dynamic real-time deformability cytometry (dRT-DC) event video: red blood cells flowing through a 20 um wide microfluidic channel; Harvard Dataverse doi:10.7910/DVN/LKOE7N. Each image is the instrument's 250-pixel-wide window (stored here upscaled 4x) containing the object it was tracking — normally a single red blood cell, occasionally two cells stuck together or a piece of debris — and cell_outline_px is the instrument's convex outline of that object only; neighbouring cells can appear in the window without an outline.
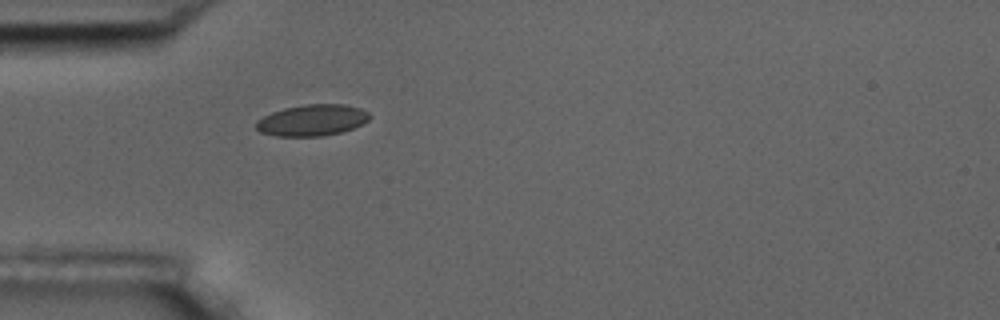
{"species": "common noctule bat (a hibernating species)", "species_latin": "Nyctalus noctula", "temperature_condition": "room temperature", "stored_images_in_passage": 6, "camera_frame_rate_fps": 3000, "um_per_image_px": 0.085, "animal": {"sex": "male", "body_mass_g": 17.5, "forearm_length_mm": 52.3}, "frame": {"image": 1, "passage_image": 6, "time_ms": 6.667, "image_size_px": [1000, 320], "cell_outline_px": [[372, 116], [368, 120], [352, 128], [340, 132], [320, 136], [276, 136], [260, 132], [256, 128], [256, 120], [272, 112], [284, 108], [304, 104], [344, 104], [360, 108], [368, 112]], "centroid_in_image_um": [26.51, 10.21], "position_along_channel_um": 58.5, "area_um2": 20.63}}